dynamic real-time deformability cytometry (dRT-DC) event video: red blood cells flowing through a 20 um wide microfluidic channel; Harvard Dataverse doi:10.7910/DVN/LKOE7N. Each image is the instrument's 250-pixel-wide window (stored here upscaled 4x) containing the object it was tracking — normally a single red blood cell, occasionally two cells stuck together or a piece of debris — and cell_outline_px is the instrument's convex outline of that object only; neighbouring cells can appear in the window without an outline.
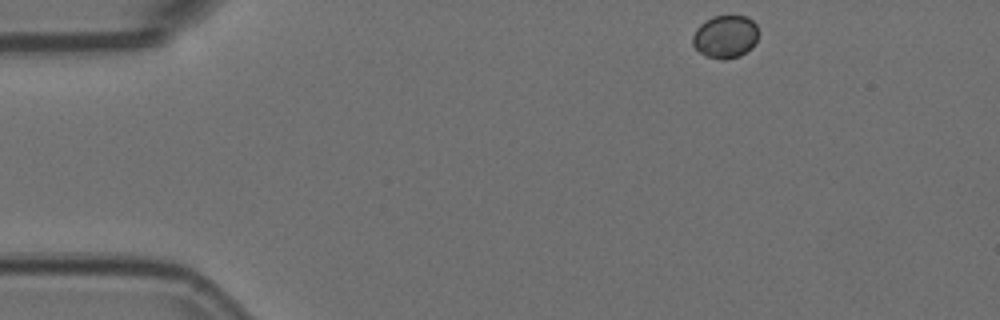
{"species": "Egyptian fruit bat (a non-hibernating species)", "species_latin": "Rousettus aegyptiacus", "temperature_condition": "room temperature", "stored_images_in_passage": 6, "camera_frame_rate_fps": 3000, "um_per_image_px": 0.085, "animal": {"sex": "female"}, "frame": {"image": 1, "passage_image": 1, "time_ms": 0.0, "image_size_px": [1000, 320], "cell_outline_px": [[756, 40], [752, 48], [740, 56], [724, 60], [704, 56], [692, 44], [692, 36], [696, 28], [700, 24], [712, 16], [748, 16], [756, 24]], "centroid_in_image_um": [61.63, 3.12], "position_along_channel_um": 23.4, "area_um2": 16.47}}
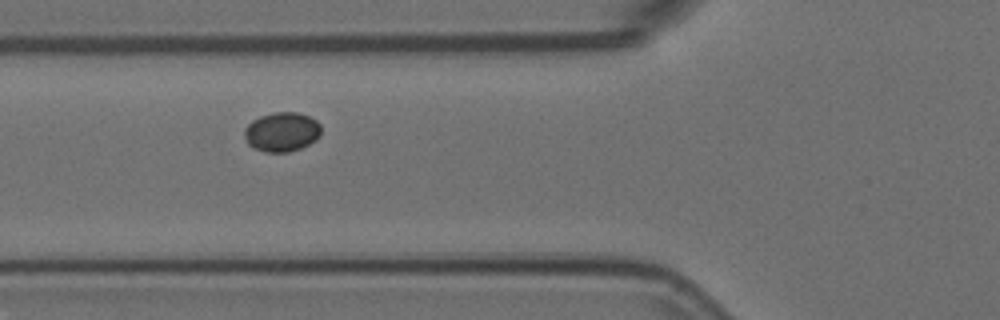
{"frame": {"image": 2, "passage_image": 5, "time_ms": 1.333, "image_size_px": [1000, 320], "cell_outline_px": [[320, 136], [316, 140], [300, 148], [288, 152], [264, 152], [248, 144], [244, 136], [244, 128], [252, 120], [260, 116], [272, 112], [296, 112], [308, 116], [316, 120], [320, 124]], "centroid_in_image_um": [23.95, 11.2], "position_along_channel_um": 101.9, "area_um2": 17.63}}
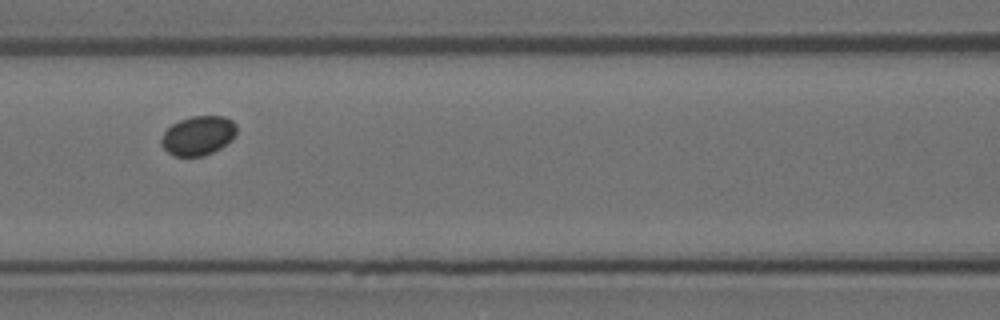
{"frame": {"image": 3, "passage_image": 6, "time_ms": 1.667, "image_size_px": [1000, 320], "cell_outline_px": [[236, 132], [220, 148], [204, 156], [176, 156], [168, 152], [160, 144], [160, 140], [164, 132], [172, 124], [180, 120], [192, 116], [224, 116], [232, 120], [236, 124]], "centroid_in_image_um": [16.81, 11.52], "position_along_channel_um": 149.8, "area_um2": 16.99}}